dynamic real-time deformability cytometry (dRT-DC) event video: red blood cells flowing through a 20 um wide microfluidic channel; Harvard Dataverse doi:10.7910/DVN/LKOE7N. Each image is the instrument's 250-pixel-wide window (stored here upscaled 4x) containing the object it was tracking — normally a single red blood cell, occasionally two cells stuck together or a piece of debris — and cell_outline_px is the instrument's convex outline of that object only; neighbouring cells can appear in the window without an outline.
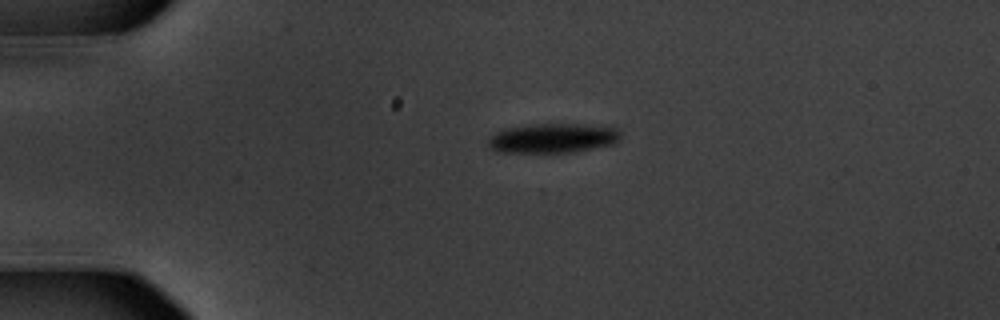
{"species": "common noctule bat (a hibernating species)", "species_latin": "Nyctalus noctula", "temperature_condition": "warm", "stored_images_in_passage": 45, "camera_frame_rate_fps": 3000, "um_per_image_px": 0.085, "animal": {"sex": "male", "body_mass_g": 20.1, "forearm_length_mm": 53.5}, "frame": {"image": 1, "passage_image": 1, "time_ms": 0.0, "image_size_px": [1000, 320], "cell_outline_px": [[620, 136], [616, 144], [576, 152], [496, 152], [488, 148], [488, 136], [504, 128], [532, 124], [588, 124], [616, 128], [620, 132]], "centroid_in_image_um": [46.97, 11.74], "position_along_channel_um": 38.0, "area_um2": 23.18}}
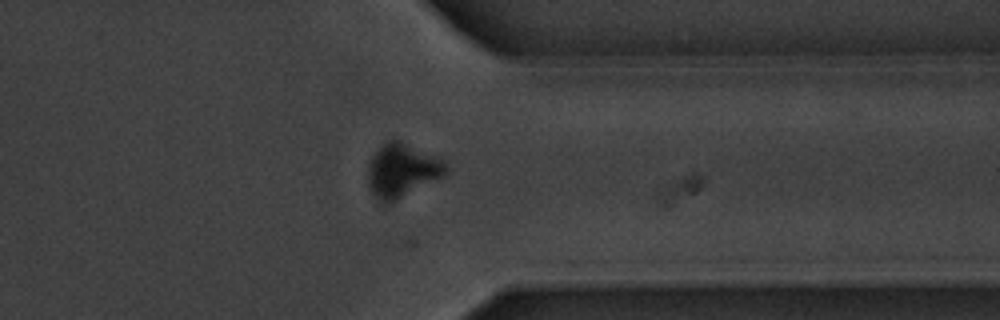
{"frame": {"image": 2, "passage_image": 33, "time_ms": 10.667, "image_size_px": [1000, 320], "cell_outline_px": [[448, 172], [444, 176], [388, 204], [384, 204], [372, 192], [368, 184], [368, 164], [372, 156], [388, 140], [400, 140], [436, 156], [444, 160], [448, 168]], "centroid_in_image_um": [34.19, 14.49], "position_along_channel_um": 377.2, "area_um2": 24.16}}
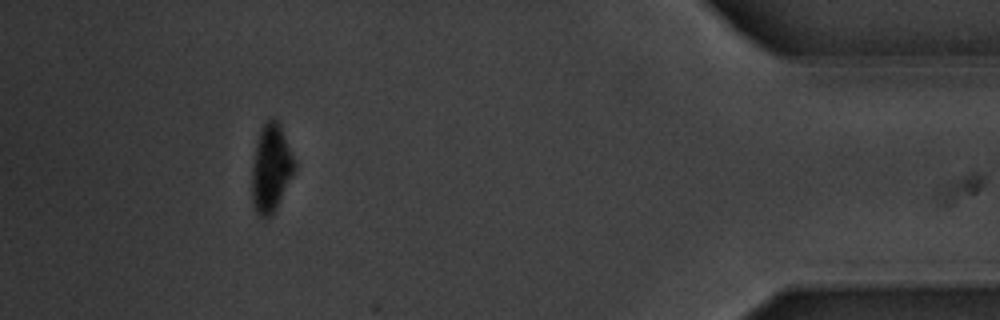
{"frame": {"image": 3, "passage_image": 40, "time_ms": 13.0, "image_size_px": [1000, 320], "cell_outline_px": [[296, 168], [272, 216], [260, 216], [256, 212], [252, 204], [252, 168], [256, 140], [260, 128], [272, 116], [280, 124], [296, 164]], "centroid_in_image_um": [23.02, 14.28], "position_along_channel_um": 412.2, "area_um2": 21.73}, "authors_computed_cell_mechanics": {"area_um2": 24.2182, "velocity_mm_per_s": 3.588, "shape_relaxation_time_tau1_ms": 2.0123, "shape_relaxation_time_tau2_ms": null, "deformation_change_tau1": 0.1256, "deformation_change_tau2": null}}